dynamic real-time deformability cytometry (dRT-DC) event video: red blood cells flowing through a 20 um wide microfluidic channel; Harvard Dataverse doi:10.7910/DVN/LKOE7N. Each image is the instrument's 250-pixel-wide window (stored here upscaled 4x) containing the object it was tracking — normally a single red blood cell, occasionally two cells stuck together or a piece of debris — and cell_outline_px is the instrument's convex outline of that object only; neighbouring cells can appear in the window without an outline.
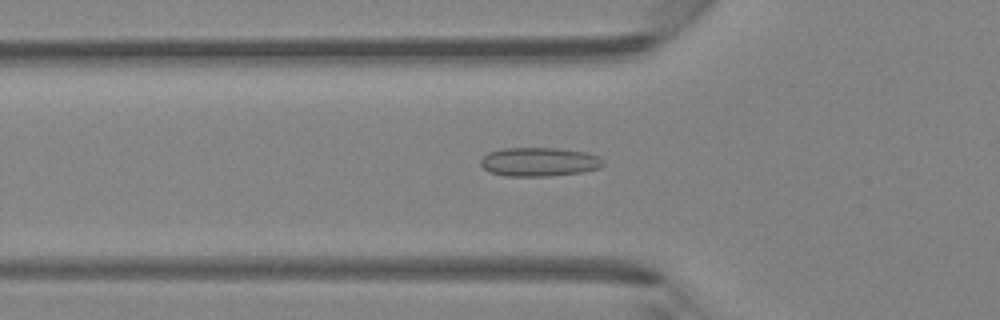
{"species": "Egyptian fruit bat (a non-hibernating species)", "species_latin": "Rousettus aegyptiacus", "temperature_condition": "room temperature", "stored_images_in_passage": 37, "camera_frame_rate_fps": 3000, "um_per_image_px": 0.085, "animal": {"sex": "female"}, "frame": {"image": 1, "passage_image": 7, "time_ms": 2.0, "image_size_px": [1000, 320], "cell_outline_px": [[604, 164], [600, 168], [584, 172], [548, 176], [508, 176], [488, 172], [480, 164], [480, 160], [488, 152], [504, 148], [556, 148], [584, 152], [596, 156], [604, 160]], "centroid_in_image_um": [45.82, 13.76], "position_along_channel_um": 80.0, "area_um2": 20.63}}
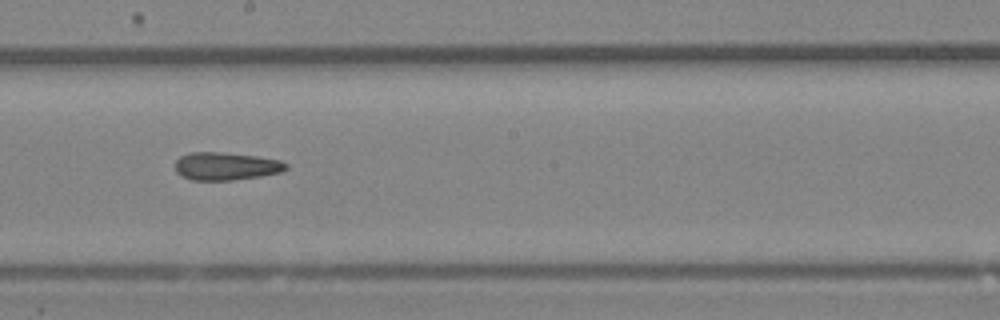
{"frame": {"image": 2, "passage_image": 17, "time_ms": 5.333, "image_size_px": [1000, 320], "cell_outline_px": [[288, 168], [284, 172], [260, 176], [232, 180], [192, 180], [180, 176], [176, 172], [176, 160], [180, 156], [188, 152], [220, 152], [256, 156], [280, 160], [288, 164]], "centroid_in_image_um": [19.21, 14.13], "position_along_channel_um": 229.0, "area_um2": 18.15}}
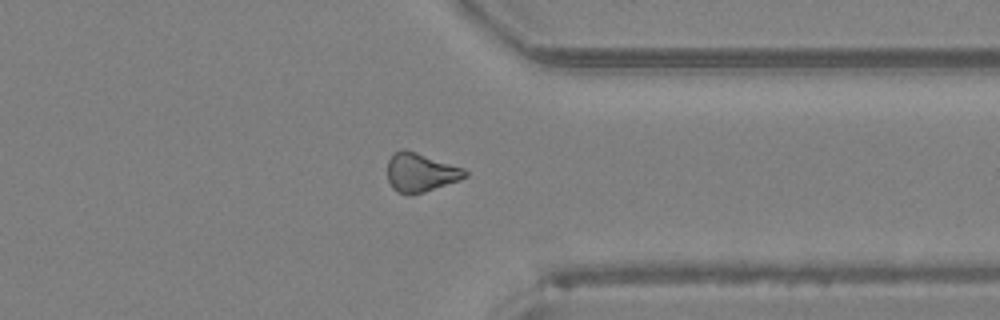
{"frame": {"image": 3, "passage_image": 27, "time_ms": 8.667, "image_size_px": [1000, 320], "cell_outline_px": [[468, 176], [460, 180], [412, 196], [408, 196], [396, 192], [392, 188], [388, 180], [388, 160], [392, 152], [400, 148], [404, 148], [464, 168], [468, 172]], "centroid_in_image_um": [35.72, 14.66], "position_along_channel_um": 375.7, "area_um2": 17.92}}